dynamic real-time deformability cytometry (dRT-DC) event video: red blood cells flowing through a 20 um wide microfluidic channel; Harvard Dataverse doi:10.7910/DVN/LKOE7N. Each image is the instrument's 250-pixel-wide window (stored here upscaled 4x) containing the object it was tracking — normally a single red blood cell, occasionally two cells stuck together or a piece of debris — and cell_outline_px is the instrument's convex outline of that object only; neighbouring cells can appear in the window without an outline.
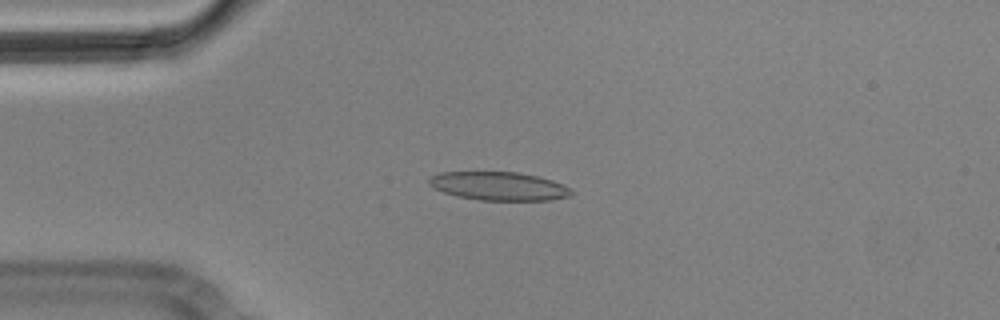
{"species": "Egyptian fruit bat (a non-hibernating species)", "species_latin": "Rousettus aegyptiacus", "temperature_condition": "cold", "stored_images_in_passage": 8, "camera_frame_rate_fps": 3000, "um_per_image_px": 0.085, "animal": {"sex": "male"}, "frame": {"image": 1, "passage_image": 3, "time_ms": 0.667, "image_size_px": [1000, 320], "cell_outline_px": [[572, 192], [568, 196], [552, 200], [480, 200], [456, 196], [432, 188], [428, 184], [428, 176], [440, 172], [516, 172], [540, 176], [564, 184]], "centroid_in_image_um": [42.35, 15.81], "position_along_channel_um": 42.7, "area_um2": 23.76}}
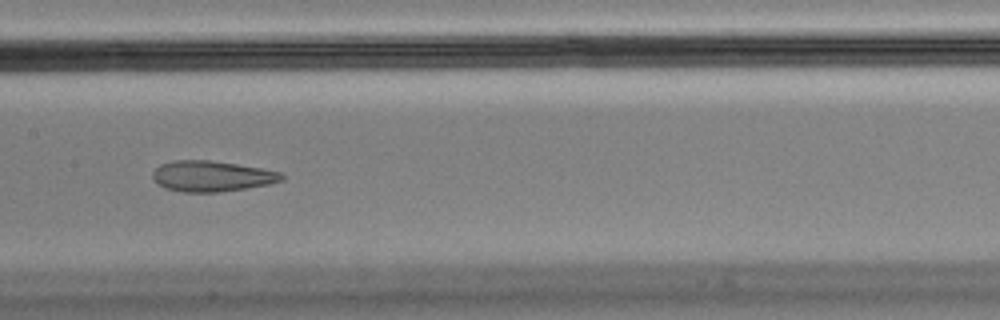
{"frame": {"image": 2, "passage_image": 7, "time_ms": 2.0, "image_size_px": [1000, 320], "cell_outline_px": [[284, 180], [268, 184], [248, 188], [220, 192], [184, 192], [164, 188], [152, 176], [152, 172], [160, 164], [176, 160], [208, 160], [236, 164], [260, 168], [280, 172], [284, 176]], "centroid_in_image_um": [18.0, 14.98], "position_along_channel_um": 189.4, "area_um2": 22.95}}